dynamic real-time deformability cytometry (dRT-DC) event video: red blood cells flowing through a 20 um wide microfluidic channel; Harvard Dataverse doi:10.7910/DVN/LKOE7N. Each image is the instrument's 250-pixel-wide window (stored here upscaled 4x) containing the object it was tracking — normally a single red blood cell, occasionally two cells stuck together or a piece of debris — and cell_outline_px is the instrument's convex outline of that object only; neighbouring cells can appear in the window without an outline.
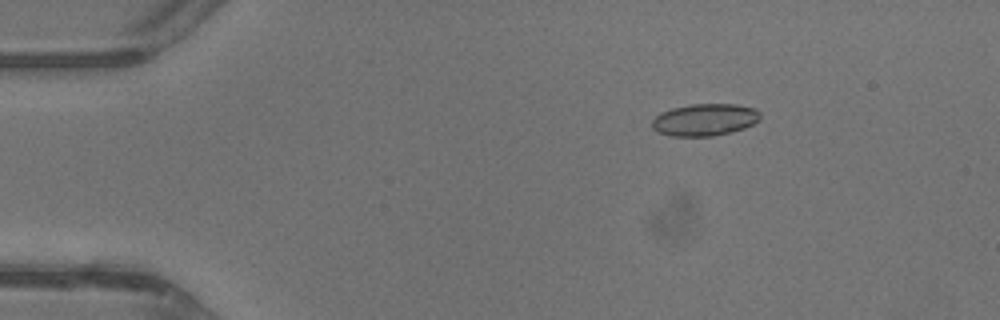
{"species": "common noctule bat (a hibernating species)", "species_latin": "Nyctalus noctula", "temperature_condition": "warm", "stored_images_in_passage": 44, "camera_frame_rate_fps": 3000, "um_per_image_px": 0.085, "animal": {"sex": "male", "body_mass_g": 13.3}, "frame": {"image": 1, "passage_image": 8, "time_ms": 2.333, "image_size_px": [1000, 320], "cell_outline_px": [[760, 120], [744, 128], [732, 132], [712, 136], [668, 136], [656, 132], [652, 128], [652, 120], [660, 112], [672, 108], [692, 104], [736, 104], [756, 108], [760, 112]], "centroid_in_image_um": [59.89, 10.18], "position_along_channel_um": 25.1, "area_um2": 20.46}}
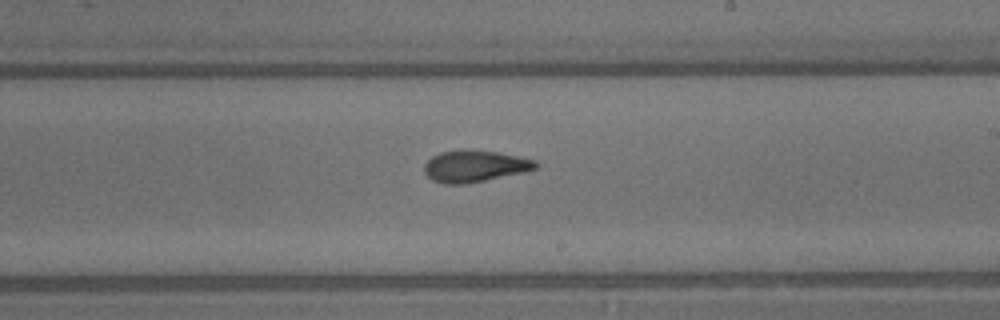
{"frame": {"image": 2, "passage_image": 27, "time_ms": 8.667, "image_size_px": [1000, 320], "cell_outline_px": [[540, 164], [536, 168], [524, 172], [464, 184], [444, 184], [432, 180], [424, 172], [424, 164], [432, 156], [440, 152], [496, 152], [536, 160]], "centroid_in_image_um": [40.35, 14.16], "position_along_channel_um": 248.6, "area_um2": 19.83}}
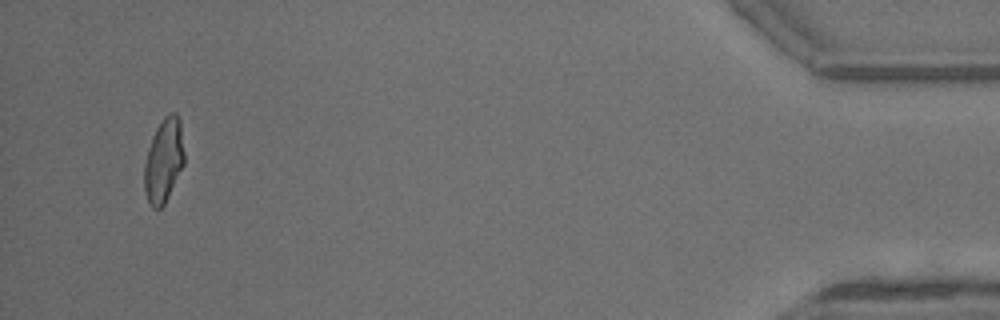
{"frame": {"image": 3, "passage_image": 43, "time_ms": 14.0, "image_size_px": [1000, 320], "cell_outline_px": [[184, 164], [164, 204], [160, 208], [152, 208], [148, 204], [144, 192], [144, 164], [148, 148], [152, 136], [156, 128], [164, 116], [168, 112], [176, 112], [180, 120], [184, 152]], "centroid_in_image_um": [13.9, 13.63], "position_along_channel_um": 421.3, "area_um2": 19.71}, "authors_computed_cell_mechanics": {"area_um2": 20.1722, "velocity_mm_per_s": 4.7606, "shape_relaxation_time_tau1_ms": 6.7049, "shape_relaxation_time_tau2_ms": 1.8489, "deformation_change_tau1": 0.2411, "deformation_change_tau2": 0.1036}}